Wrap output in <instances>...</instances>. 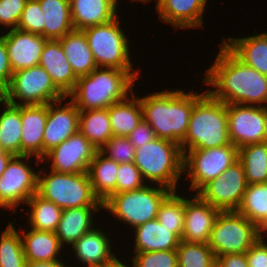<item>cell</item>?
Instances as JSON below:
<instances>
[{
	"label": "cell",
	"instance_id": "obj_41",
	"mask_svg": "<svg viewBox=\"0 0 267 267\" xmlns=\"http://www.w3.org/2000/svg\"><path fill=\"white\" fill-rule=\"evenodd\" d=\"M134 267H178L177 250L136 252Z\"/></svg>",
	"mask_w": 267,
	"mask_h": 267
},
{
	"label": "cell",
	"instance_id": "obj_15",
	"mask_svg": "<svg viewBox=\"0 0 267 267\" xmlns=\"http://www.w3.org/2000/svg\"><path fill=\"white\" fill-rule=\"evenodd\" d=\"M98 149L79 131L60 145L52 148L42 159H52V170L60 173L88 172Z\"/></svg>",
	"mask_w": 267,
	"mask_h": 267
},
{
	"label": "cell",
	"instance_id": "obj_8",
	"mask_svg": "<svg viewBox=\"0 0 267 267\" xmlns=\"http://www.w3.org/2000/svg\"><path fill=\"white\" fill-rule=\"evenodd\" d=\"M262 233L254 223L237 211H220L208 244L215 257L245 253Z\"/></svg>",
	"mask_w": 267,
	"mask_h": 267
},
{
	"label": "cell",
	"instance_id": "obj_38",
	"mask_svg": "<svg viewBox=\"0 0 267 267\" xmlns=\"http://www.w3.org/2000/svg\"><path fill=\"white\" fill-rule=\"evenodd\" d=\"M157 220L181 239L185 221L184 198L172 191L161 203Z\"/></svg>",
	"mask_w": 267,
	"mask_h": 267
},
{
	"label": "cell",
	"instance_id": "obj_37",
	"mask_svg": "<svg viewBox=\"0 0 267 267\" xmlns=\"http://www.w3.org/2000/svg\"><path fill=\"white\" fill-rule=\"evenodd\" d=\"M10 223L0 239V267H26L22 237Z\"/></svg>",
	"mask_w": 267,
	"mask_h": 267
},
{
	"label": "cell",
	"instance_id": "obj_7",
	"mask_svg": "<svg viewBox=\"0 0 267 267\" xmlns=\"http://www.w3.org/2000/svg\"><path fill=\"white\" fill-rule=\"evenodd\" d=\"M172 191L166 187L144 186L140 189L111 195L103 209L113 213L133 228L157 219L159 207Z\"/></svg>",
	"mask_w": 267,
	"mask_h": 267
},
{
	"label": "cell",
	"instance_id": "obj_47",
	"mask_svg": "<svg viewBox=\"0 0 267 267\" xmlns=\"http://www.w3.org/2000/svg\"><path fill=\"white\" fill-rule=\"evenodd\" d=\"M127 137L136 149L157 138L152 127L144 119Z\"/></svg>",
	"mask_w": 267,
	"mask_h": 267
},
{
	"label": "cell",
	"instance_id": "obj_23",
	"mask_svg": "<svg viewBox=\"0 0 267 267\" xmlns=\"http://www.w3.org/2000/svg\"><path fill=\"white\" fill-rule=\"evenodd\" d=\"M76 257L87 267H107L115 259L110 243L104 232L92 229L72 244Z\"/></svg>",
	"mask_w": 267,
	"mask_h": 267
},
{
	"label": "cell",
	"instance_id": "obj_52",
	"mask_svg": "<svg viewBox=\"0 0 267 267\" xmlns=\"http://www.w3.org/2000/svg\"><path fill=\"white\" fill-rule=\"evenodd\" d=\"M132 1H144L145 3L147 2V1H150V0H132ZM158 2H159V0H158ZM115 3L117 4V0H115Z\"/></svg>",
	"mask_w": 267,
	"mask_h": 267
},
{
	"label": "cell",
	"instance_id": "obj_40",
	"mask_svg": "<svg viewBox=\"0 0 267 267\" xmlns=\"http://www.w3.org/2000/svg\"><path fill=\"white\" fill-rule=\"evenodd\" d=\"M106 157L120 163H133L136 148L130 143L128 137L112 136L99 150Z\"/></svg>",
	"mask_w": 267,
	"mask_h": 267
},
{
	"label": "cell",
	"instance_id": "obj_33",
	"mask_svg": "<svg viewBox=\"0 0 267 267\" xmlns=\"http://www.w3.org/2000/svg\"><path fill=\"white\" fill-rule=\"evenodd\" d=\"M236 211L264 232L267 228V183L249 184Z\"/></svg>",
	"mask_w": 267,
	"mask_h": 267
},
{
	"label": "cell",
	"instance_id": "obj_18",
	"mask_svg": "<svg viewBox=\"0 0 267 267\" xmlns=\"http://www.w3.org/2000/svg\"><path fill=\"white\" fill-rule=\"evenodd\" d=\"M185 221L181 240L189 243H209L211 231L220 212L198 194L192 200L184 198Z\"/></svg>",
	"mask_w": 267,
	"mask_h": 267
},
{
	"label": "cell",
	"instance_id": "obj_36",
	"mask_svg": "<svg viewBox=\"0 0 267 267\" xmlns=\"http://www.w3.org/2000/svg\"><path fill=\"white\" fill-rule=\"evenodd\" d=\"M26 204L31 207L28 219L32 229L56 232L63 211L59 206L37 193Z\"/></svg>",
	"mask_w": 267,
	"mask_h": 267
},
{
	"label": "cell",
	"instance_id": "obj_11",
	"mask_svg": "<svg viewBox=\"0 0 267 267\" xmlns=\"http://www.w3.org/2000/svg\"><path fill=\"white\" fill-rule=\"evenodd\" d=\"M183 154L184 171L189 168L187 177L192 180L190 189H197V192L238 160V148L232 143L217 148L188 150Z\"/></svg>",
	"mask_w": 267,
	"mask_h": 267
},
{
	"label": "cell",
	"instance_id": "obj_26",
	"mask_svg": "<svg viewBox=\"0 0 267 267\" xmlns=\"http://www.w3.org/2000/svg\"><path fill=\"white\" fill-rule=\"evenodd\" d=\"M224 39V44L245 64L267 75V33Z\"/></svg>",
	"mask_w": 267,
	"mask_h": 267
},
{
	"label": "cell",
	"instance_id": "obj_31",
	"mask_svg": "<svg viewBox=\"0 0 267 267\" xmlns=\"http://www.w3.org/2000/svg\"><path fill=\"white\" fill-rule=\"evenodd\" d=\"M22 239L24 255L27 261H53L62 245L55 232L32 229Z\"/></svg>",
	"mask_w": 267,
	"mask_h": 267
},
{
	"label": "cell",
	"instance_id": "obj_10",
	"mask_svg": "<svg viewBox=\"0 0 267 267\" xmlns=\"http://www.w3.org/2000/svg\"><path fill=\"white\" fill-rule=\"evenodd\" d=\"M2 98L15 105L14 99L18 98L23 101L22 105H42L66 99L67 96L55 86L47 71L37 65L15 71Z\"/></svg>",
	"mask_w": 267,
	"mask_h": 267
},
{
	"label": "cell",
	"instance_id": "obj_3",
	"mask_svg": "<svg viewBox=\"0 0 267 267\" xmlns=\"http://www.w3.org/2000/svg\"><path fill=\"white\" fill-rule=\"evenodd\" d=\"M94 69L77 79L74 90L68 95L79 110L109 108L112 104L125 100L129 89L133 92V82L138 71L115 68Z\"/></svg>",
	"mask_w": 267,
	"mask_h": 267
},
{
	"label": "cell",
	"instance_id": "obj_46",
	"mask_svg": "<svg viewBox=\"0 0 267 267\" xmlns=\"http://www.w3.org/2000/svg\"><path fill=\"white\" fill-rule=\"evenodd\" d=\"M6 43L3 36H0V94L2 95L9 87L12 78Z\"/></svg>",
	"mask_w": 267,
	"mask_h": 267
},
{
	"label": "cell",
	"instance_id": "obj_4",
	"mask_svg": "<svg viewBox=\"0 0 267 267\" xmlns=\"http://www.w3.org/2000/svg\"><path fill=\"white\" fill-rule=\"evenodd\" d=\"M205 93L194 103L188 129L180 145L183 153L187 149H210L231 144L226 103Z\"/></svg>",
	"mask_w": 267,
	"mask_h": 267
},
{
	"label": "cell",
	"instance_id": "obj_21",
	"mask_svg": "<svg viewBox=\"0 0 267 267\" xmlns=\"http://www.w3.org/2000/svg\"><path fill=\"white\" fill-rule=\"evenodd\" d=\"M207 0H159L156 10L161 19L175 28L203 26V12Z\"/></svg>",
	"mask_w": 267,
	"mask_h": 267
},
{
	"label": "cell",
	"instance_id": "obj_48",
	"mask_svg": "<svg viewBox=\"0 0 267 267\" xmlns=\"http://www.w3.org/2000/svg\"><path fill=\"white\" fill-rule=\"evenodd\" d=\"M216 267H248L245 253H231L216 257Z\"/></svg>",
	"mask_w": 267,
	"mask_h": 267
},
{
	"label": "cell",
	"instance_id": "obj_44",
	"mask_svg": "<svg viewBox=\"0 0 267 267\" xmlns=\"http://www.w3.org/2000/svg\"><path fill=\"white\" fill-rule=\"evenodd\" d=\"M27 1L0 0V24L16 29Z\"/></svg>",
	"mask_w": 267,
	"mask_h": 267
},
{
	"label": "cell",
	"instance_id": "obj_27",
	"mask_svg": "<svg viewBox=\"0 0 267 267\" xmlns=\"http://www.w3.org/2000/svg\"><path fill=\"white\" fill-rule=\"evenodd\" d=\"M99 150L90 162L88 175L95 196L103 203L111 195L116 194V182L119 164L104 157Z\"/></svg>",
	"mask_w": 267,
	"mask_h": 267
},
{
	"label": "cell",
	"instance_id": "obj_35",
	"mask_svg": "<svg viewBox=\"0 0 267 267\" xmlns=\"http://www.w3.org/2000/svg\"><path fill=\"white\" fill-rule=\"evenodd\" d=\"M238 160L243 165L248 185L267 183V141L239 148Z\"/></svg>",
	"mask_w": 267,
	"mask_h": 267
},
{
	"label": "cell",
	"instance_id": "obj_19",
	"mask_svg": "<svg viewBox=\"0 0 267 267\" xmlns=\"http://www.w3.org/2000/svg\"><path fill=\"white\" fill-rule=\"evenodd\" d=\"M21 104V156L34 155L38 161L43 159V136L47 122V104Z\"/></svg>",
	"mask_w": 267,
	"mask_h": 267
},
{
	"label": "cell",
	"instance_id": "obj_17",
	"mask_svg": "<svg viewBox=\"0 0 267 267\" xmlns=\"http://www.w3.org/2000/svg\"><path fill=\"white\" fill-rule=\"evenodd\" d=\"M5 39L10 66L15 71L39 65L43 47L48 40L39 34L10 29Z\"/></svg>",
	"mask_w": 267,
	"mask_h": 267
},
{
	"label": "cell",
	"instance_id": "obj_54",
	"mask_svg": "<svg viewBox=\"0 0 267 267\" xmlns=\"http://www.w3.org/2000/svg\"><path fill=\"white\" fill-rule=\"evenodd\" d=\"M0 103H2V95L0 94Z\"/></svg>",
	"mask_w": 267,
	"mask_h": 267
},
{
	"label": "cell",
	"instance_id": "obj_49",
	"mask_svg": "<svg viewBox=\"0 0 267 267\" xmlns=\"http://www.w3.org/2000/svg\"><path fill=\"white\" fill-rule=\"evenodd\" d=\"M26 267H66L60 260L53 261H27Z\"/></svg>",
	"mask_w": 267,
	"mask_h": 267
},
{
	"label": "cell",
	"instance_id": "obj_39",
	"mask_svg": "<svg viewBox=\"0 0 267 267\" xmlns=\"http://www.w3.org/2000/svg\"><path fill=\"white\" fill-rule=\"evenodd\" d=\"M176 250L178 267H216V257L208 243L181 240Z\"/></svg>",
	"mask_w": 267,
	"mask_h": 267
},
{
	"label": "cell",
	"instance_id": "obj_9",
	"mask_svg": "<svg viewBox=\"0 0 267 267\" xmlns=\"http://www.w3.org/2000/svg\"><path fill=\"white\" fill-rule=\"evenodd\" d=\"M120 28L115 18L109 24L82 30L99 68L132 70L128 40Z\"/></svg>",
	"mask_w": 267,
	"mask_h": 267
},
{
	"label": "cell",
	"instance_id": "obj_22",
	"mask_svg": "<svg viewBox=\"0 0 267 267\" xmlns=\"http://www.w3.org/2000/svg\"><path fill=\"white\" fill-rule=\"evenodd\" d=\"M116 8L115 0H70L74 29L109 24L117 18Z\"/></svg>",
	"mask_w": 267,
	"mask_h": 267
},
{
	"label": "cell",
	"instance_id": "obj_1",
	"mask_svg": "<svg viewBox=\"0 0 267 267\" xmlns=\"http://www.w3.org/2000/svg\"><path fill=\"white\" fill-rule=\"evenodd\" d=\"M215 63L206 71L205 83L217 87L207 92L226 104H261L267 102V75L241 61L221 44ZM250 103V104H249Z\"/></svg>",
	"mask_w": 267,
	"mask_h": 267
},
{
	"label": "cell",
	"instance_id": "obj_6",
	"mask_svg": "<svg viewBox=\"0 0 267 267\" xmlns=\"http://www.w3.org/2000/svg\"><path fill=\"white\" fill-rule=\"evenodd\" d=\"M37 194L62 210L78 207L103 208V203L93 193L88 172L69 174L52 170L44 177L38 175Z\"/></svg>",
	"mask_w": 267,
	"mask_h": 267
},
{
	"label": "cell",
	"instance_id": "obj_12",
	"mask_svg": "<svg viewBox=\"0 0 267 267\" xmlns=\"http://www.w3.org/2000/svg\"><path fill=\"white\" fill-rule=\"evenodd\" d=\"M230 142L238 149L267 141V106L226 104Z\"/></svg>",
	"mask_w": 267,
	"mask_h": 267
},
{
	"label": "cell",
	"instance_id": "obj_53",
	"mask_svg": "<svg viewBox=\"0 0 267 267\" xmlns=\"http://www.w3.org/2000/svg\"><path fill=\"white\" fill-rule=\"evenodd\" d=\"M5 150L2 148V146L0 145V155L4 152Z\"/></svg>",
	"mask_w": 267,
	"mask_h": 267
},
{
	"label": "cell",
	"instance_id": "obj_30",
	"mask_svg": "<svg viewBox=\"0 0 267 267\" xmlns=\"http://www.w3.org/2000/svg\"><path fill=\"white\" fill-rule=\"evenodd\" d=\"M132 98L127 97L108 108L113 136L127 137L143 119L140 99H136L133 92Z\"/></svg>",
	"mask_w": 267,
	"mask_h": 267
},
{
	"label": "cell",
	"instance_id": "obj_5",
	"mask_svg": "<svg viewBox=\"0 0 267 267\" xmlns=\"http://www.w3.org/2000/svg\"><path fill=\"white\" fill-rule=\"evenodd\" d=\"M181 146L167 139L156 138L135 151L134 164L143 179L156 182L171 191L184 172Z\"/></svg>",
	"mask_w": 267,
	"mask_h": 267
},
{
	"label": "cell",
	"instance_id": "obj_20",
	"mask_svg": "<svg viewBox=\"0 0 267 267\" xmlns=\"http://www.w3.org/2000/svg\"><path fill=\"white\" fill-rule=\"evenodd\" d=\"M39 65L51 76L55 86L68 97L74 90L78 78L75 76L59 40L46 41Z\"/></svg>",
	"mask_w": 267,
	"mask_h": 267
},
{
	"label": "cell",
	"instance_id": "obj_45",
	"mask_svg": "<svg viewBox=\"0 0 267 267\" xmlns=\"http://www.w3.org/2000/svg\"><path fill=\"white\" fill-rule=\"evenodd\" d=\"M262 236L245 252L248 267H267V244Z\"/></svg>",
	"mask_w": 267,
	"mask_h": 267
},
{
	"label": "cell",
	"instance_id": "obj_28",
	"mask_svg": "<svg viewBox=\"0 0 267 267\" xmlns=\"http://www.w3.org/2000/svg\"><path fill=\"white\" fill-rule=\"evenodd\" d=\"M44 18V38L58 40L74 29L70 0H38Z\"/></svg>",
	"mask_w": 267,
	"mask_h": 267
},
{
	"label": "cell",
	"instance_id": "obj_14",
	"mask_svg": "<svg viewBox=\"0 0 267 267\" xmlns=\"http://www.w3.org/2000/svg\"><path fill=\"white\" fill-rule=\"evenodd\" d=\"M30 155H15L0 176V207L15 209L20 202H26L37 193L38 174L22 161Z\"/></svg>",
	"mask_w": 267,
	"mask_h": 267
},
{
	"label": "cell",
	"instance_id": "obj_25",
	"mask_svg": "<svg viewBox=\"0 0 267 267\" xmlns=\"http://www.w3.org/2000/svg\"><path fill=\"white\" fill-rule=\"evenodd\" d=\"M135 253L174 250L181 239L157 219L135 227Z\"/></svg>",
	"mask_w": 267,
	"mask_h": 267
},
{
	"label": "cell",
	"instance_id": "obj_13",
	"mask_svg": "<svg viewBox=\"0 0 267 267\" xmlns=\"http://www.w3.org/2000/svg\"><path fill=\"white\" fill-rule=\"evenodd\" d=\"M247 186L243 165L237 160L220 176L205 184L197 194L220 211H236Z\"/></svg>",
	"mask_w": 267,
	"mask_h": 267
},
{
	"label": "cell",
	"instance_id": "obj_34",
	"mask_svg": "<svg viewBox=\"0 0 267 267\" xmlns=\"http://www.w3.org/2000/svg\"><path fill=\"white\" fill-rule=\"evenodd\" d=\"M5 110L0 114V145L14 155L21 156V104L15 105L2 98Z\"/></svg>",
	"mask_w": 267,
	"mask_h": 267
},
{
	"label": "cell",
	"instance_id": "obj_32",
	"mask_svg": "<svg viewBox=\"0 0 267 267\" xmlns=\"http://www.w3.org/2000/svg\"><path fill=\"white\" fill-rule=\"evenodd\" d=\"M79 132L100 150L113 136L108 108L80 110Z\"/></svg>",
	"mask_w": 267,
	"mask_h": 267
},
{
	"label": "cell",
	"instance_id": "obj_42",
	"mask_svg": "<svg viewBox=\"0 0 267 267\" xmlns=\"http://www.w3.org/2000/svg\"><path fill=\"white\" fill-rule=\"evenodd\" d=\"M44 18L38 0H28L21 14L17 29L44 37Z\"/></svg>",
	"mask_w": 267,
	"mask_h": 267
},
{
	"label": "cell",
	"instance_id": "obj_43",
	"mask_svg": "<svg viewBox=\"0 0 267 267\" xmlns=\"http://www.w3.org/2000/svg\"><path fill=\"white\" fill-rule=\"evenodd\" d=\"M143 177L134 163H120L117 173L116 194L144 187Z\"/></svg>",
	"mask_w": 267,
	"mask_h": 267
},
{
	"label": "cell",
	"instance_id": "obj_29",
	"mask_svg": "<svg viewBox=\"0 0 267 267\" xmlns=\"http://www.w3.org/2000/svg\"><path fill=\"white\" fill-rule=\"evenodd\" d=\"M97 209V210H96ZM92 210L98 211L99 207L68 208L62 211L61 219L56 230L60 244L75 243L92 228Z\"/></svg>",
	"mask_w": 267,
	"mask_h": 267
},
{
	"label": "cell",
	"instance_id": "obj_2",
	"mask_svg": "<svg viewBox=\"0 0 267 267\" xmlns=\"http://www.w3.org/2000/svg\"><path fill=\"white\" fill-rule=\"evenodd\" d=\"M180 90L161 91L141 97L143 119L157 138L181 145L185 138L194 103L204 94Z\"/></svg>",
	"mask_w": 267,
	"mask_h": 267
},
{
	"label": "cell",
	"instance_id": "obj_51",
	"mask_svg": "<svg viewBox=\"0 0 267 267\" xmlns=\"http://www.w3.org/2000/svg\"><path fill=\"white\" fill-rule=\"evenodd\" d=\"M107 267H129L126 266L125 264H123L122 262H120V260H118L117 258Z\"/></svg>",
	"mask_w": 267,
	"mask_h": 267
},
{
	"label": "cell",
	"instance_id": "obj_16",
	"mask_svg": "<svg viewBox=\"0 0 267 267\" xmlns=\"http://www.w3.org/2000/svg\"><path fill=\"white\" fill-rule=\"evenodd\" d=\"M62 100L47 104V122L43 136V158L52 148L60 145L79 131V112L71 100L67 105L54 107ZM58 107V108H57Z\"/></svg>",
	"mask_w": 267,
	"mask_h": 267
},
{
	"label": "cell",
	"instance_id": "obj_24",
	"mask_svg": "<svg viewBox=\"0 0 267 267\" xmlns=\"http://www.w3.org/2000/svg\"><path fill=\"white\" fill-rule=\"evenodd\" d=\"M58 40L77 78L86 76L98 68L82 30H73Z\"/></svg>",
	"mask_w": 267,
	"mask_h": 267
},
{
	"label": "cell",
	"instance_id": "obj_50",
	"mask_svg": "<svg viewBox=\"0 0 267 267\" xmlns=\"http://www.w3.org/2000/svg\"><path fill=\"white\" fill-rule=\"evenodd\" d=\"M15 155L4 151L1 155H0V176L3 175L4 171L7 168V165L9 163V161L14 157Z\"/></svg>",
	"mask_w": 267,
	"mask_h": 267
}]
</instances>
